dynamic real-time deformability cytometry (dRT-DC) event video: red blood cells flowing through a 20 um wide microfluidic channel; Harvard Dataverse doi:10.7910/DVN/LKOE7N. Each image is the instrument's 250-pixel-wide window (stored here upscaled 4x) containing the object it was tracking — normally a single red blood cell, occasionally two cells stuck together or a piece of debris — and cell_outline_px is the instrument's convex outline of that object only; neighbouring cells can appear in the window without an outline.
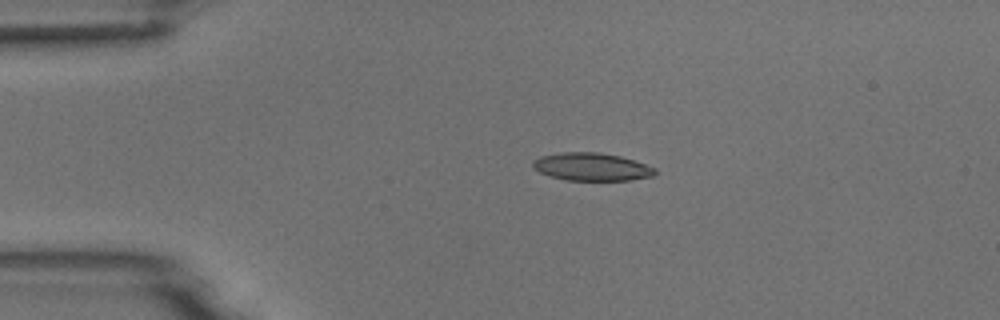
{"species": "common noctule bat (a hibernating species)", "species_latin": "Nyctalus noctula", "temperature_condition": "room temperature", "stored_images_in_passage": 5, "camera_frame_rate_fps": 3000, "um_per_image_px": 0.085, "animal": {"sex": "male", "body_mass_g": 18.8}, "frame": {"image": 1, "passage_image": 3, "time_ms": 2.333, "image_size_px": [1000, 320], "cell_outline_px": [[656, 176], [632, 180], [568, 180], [548, 176], [532, 168], [532, 160], [540, 156], [560, 152], [600, 152], [620, 156], [656, 168]], "centroid_in_image_um": [50.27, 14.18], "position_along_channel_um": 34.7, "area_um2": 20.0}}
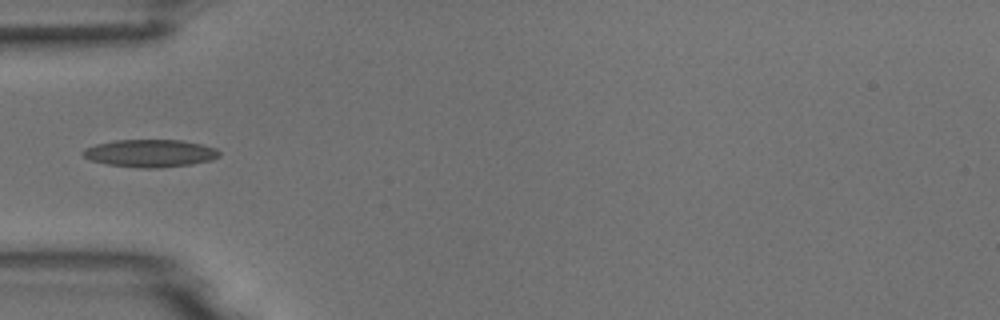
{"frame": {"image": 2, "passage_image": 5, "time_ms": 4.333, "image_size_px": [1000, 320], "cell_outline_px": [[220, 156], [212, 160], [192, 164], [160, 168], [136, 168], [108, 164], [92, 160], [84, 156], [80, 152], [84, 148], [96, 144], [116, 140], [180, 140], [200, 144], [216, 148], [220, 152]], "centroid_in_image_um": [12.77, 13.03], "position_along_channel_um": 72.2, "area_um2": 21.96}}